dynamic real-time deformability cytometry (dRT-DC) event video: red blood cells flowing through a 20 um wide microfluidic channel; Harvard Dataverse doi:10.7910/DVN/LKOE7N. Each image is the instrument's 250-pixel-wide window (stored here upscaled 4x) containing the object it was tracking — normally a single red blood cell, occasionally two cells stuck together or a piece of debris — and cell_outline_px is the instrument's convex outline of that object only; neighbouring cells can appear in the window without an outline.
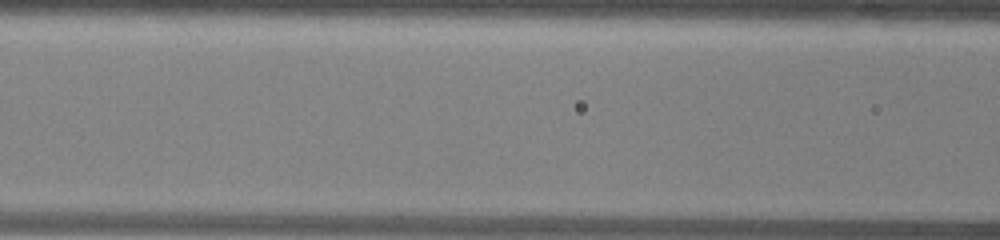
{"species": "common noctule bat (a hibernating species)", "species_latin": "Nyctalus noctula", "temperature_condition": "warm", "stored_images_in_passage": 7, "camera_frame_rate_fps": 3000, "um_per_image_px": 0.085, "animal": {"sex": "male", "body_mass_g": 13.0, "forearm_length_mm": 53.1}, "frame": {"image": 1, "passage_image": 5, "time_ms": 1.333, "image_size_px": [1000, 240], "cell_outline_px": [[788, 180], [780, 188], [592, 188], [584, 184], [580, 180], [580, 176], [588, 172], [628, 168], [720, 168], [780, 172]], "centroid_in_image_um": [58.06, 15.17], "position_along_channel_um": 108.5, "area_um2": 27.28}}